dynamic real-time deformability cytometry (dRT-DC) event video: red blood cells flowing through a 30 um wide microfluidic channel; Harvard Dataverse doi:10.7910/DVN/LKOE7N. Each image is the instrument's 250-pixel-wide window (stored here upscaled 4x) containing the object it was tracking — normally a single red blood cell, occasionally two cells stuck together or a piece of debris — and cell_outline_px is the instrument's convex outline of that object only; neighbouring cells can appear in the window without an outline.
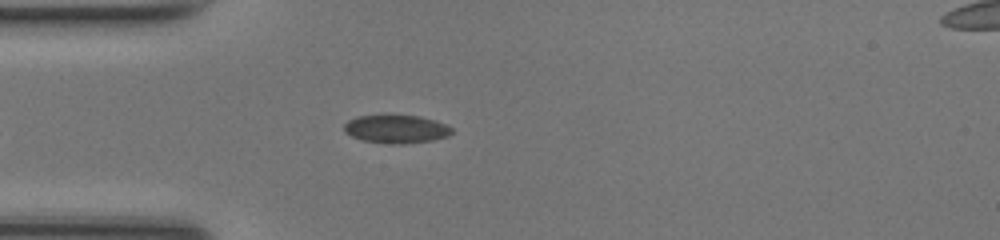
{"species": "common noctule bat (a hibernating species)", "species_latin": "Nyctalus noctula", "temperature_condition": "room temperature", "stored_images_in_passage": 34, "camera_frame_rate_fps": 3000, "um_per_image_px": 0.085, "animal": {"sex": "female", "body_mass_g": 17.0, "forearm_length_mm": 48.0}, "frame": {"image": 1, "passage_image": 2, "time_ms": 0.333, "image_size_px": [1000, 240], "cell_outline_px": [[452, 132], [448, 136], [432, 140], [404, 144], [392, 144], [360, 140], [344, 132], [344, 124], [348, 120], [356, 116], [384, 112], [420, 116], [444, 124], [452, 128]], "centroid_in_image_um": [33.6, 10.92], "position_along_channel_um": 51.4, "area_um2": 18.44}}
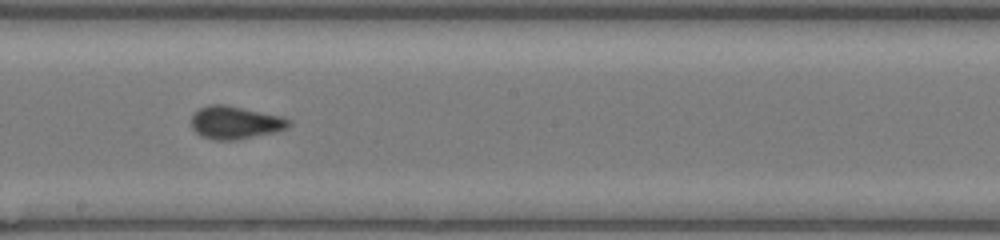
{"frame": {"image": 2, "passage_image": 15, "time_ms": 4.667, "image_size_px": [1000, 240], "cell_outline_px": [[292, 124], [288, 128], [276, 132], [236, 140], [212, 140], [200, 136], [192, 128], [192, 116], [200, 108], [208, 104], [224, 104], [284, 116], [292, 120]], "centroid_in_image_um": [20.04, 10.42], "position_along_channel_um": 228.2, "area_um2": 18.96}}
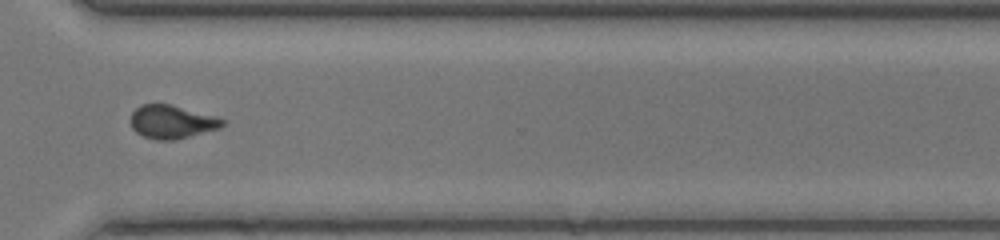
{"frame": {"image": 3, "passage_image": 24, "time_ms": 7.667, "image_size_px": [1000, 240], "cell_outline_px": [[224, 124], [220, 128], [172, 140], [156, 140], [144, 136], [136, 132], [132, 128], [132, 112], [140, 104], [168, 104], [224, 120]], "centroid_in_image_um": [14.54, 10.37], "position_along_channel_um": 356.1, "area_um2": 17.17}, "authors_computed_cell_mechanics": {"area_um2": 18.0625, "velocity_mm_per_s": 4.2692, "shape_relaxation_time_tau1_ms": 4.834, "shape_relaxation_time_tau2_ms": 1.2491, "deformation_change_tau1": 0.1124, "deformation_change_tau2": 0.0571}}